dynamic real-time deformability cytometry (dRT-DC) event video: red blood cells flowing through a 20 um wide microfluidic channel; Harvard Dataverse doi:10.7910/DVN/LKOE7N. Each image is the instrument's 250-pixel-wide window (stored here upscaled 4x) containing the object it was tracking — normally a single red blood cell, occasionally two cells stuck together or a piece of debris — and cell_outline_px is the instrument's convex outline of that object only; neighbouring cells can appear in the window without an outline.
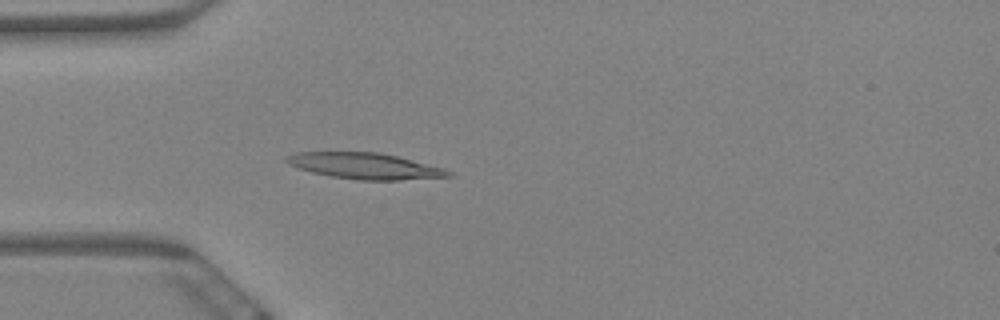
{"species": "Egyptian fruit bat (a non-hibernating species)", "species_latin": "Rousettus aegyptiacus", "temperature_condition": "warm", "stored_images_in_passage": 5, "camera_frame_rate_fps": 3000, "um_per_image_px": 0.085, "animal": {"sex": "female"}, "frame": {"image": 1, "passage_image": 5, "time_ms": 1.333, "image_size_px": [1000, 320], "cell_outline_px": [[452, 176], [400, 180], [356, 180], [332, 176], [312, 172], [288, 164], [284, 160], [284, 156], [296, 152], [380, 152], [444, 168], [452, 172]], "centroid_in_image_um": [30.99, 14.1], "position_along_channel_um": 54.0, "area_um2": 24.51}}